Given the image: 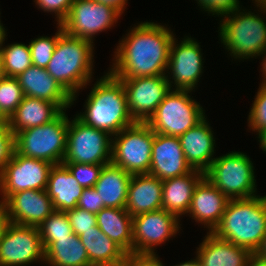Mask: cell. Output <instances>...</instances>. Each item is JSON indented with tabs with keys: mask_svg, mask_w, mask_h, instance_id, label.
Returning <instances> with one entry per match:
<instances>
[{
	"mask_svg": "<svg viewBox=\"0 0 266 266\" xmlns=\"http://www.w3.org/2000/svg\"><path fill=\"white\" fill-rule=\"evenodd\" d=\"M137 24L115 49L109 72L117 79L166 74L173 31L149 21Z\"/></svg>",
	"mask_w": 266,
	"mask_h": 266,
	"instance_id": "cell-1",
	"label": "cell"
},
{
	"mask_svg": "<svg viewBox=\"0 0 266 266\" xmlns=\"http://www.w3.org/2000/svg\"><path fill=\"white\" fill-rule=\"evenodd\" d=\"M211 233L255 254L266 235V195L229 199Z\"/></svg>",
	"mask_w": 266,
	"mask_h": 266,
	"instance_id": "cell-2",
	"label": "cell"
},
{
	"mask_svg": "<svg viewBox=\"0 0 266 266\" xmlns=\"http://www.w3.org/2000/svg\"><path fill=\"white\" fill-rule=\"evenodd\" d=\"M91 89L84 112L76 114L81 121L112 136L135 123L128 111L123 84L109 71Z\"/></svg>",
	"mask_w": 266,
	"mask_h": 266,
	"instance_id": "cell-3",
	"label": "cell"
},
{
	"mask_svg": "<svg viewBox=\"0 0 266 266\" xmlns=\"http://www.w3.org/2000/svg\"><path fill=\"white\" fill-rule=\"evenodd\" d=\"M89 40L71 37L65 32L59 37L46 70L72 96L86 88L93 76L94 47Z\"/></svg>",
	"mask_w": 266,
	"mask_h": 266,
	"instance_id": "cell-4",
	"label": "cell"
},
{
	"mask_svg": "<svg viewBox=\"0 0 266 266\" xmlns=\"http://www.w3.org/2000/svg\"><path fill=\"white\" fill-rule=\"evenodd\" d=\"M257 8L259 13H266V6ZM258 12L240 8L221 18L220 42L235 60L258 58L266 47V22Z\"/></svg>",
	"mask_w": 266,
	"mask_h": 266,
	"instance_id": "cell-5",
	"label": "cell"
},
{
	"mask_svg": "<svg viewBox=\"0 0 266 266\" xmlns=\"http://www.w3.org/2000/svg\"><path fill=\"white\" fill-rule=\"evenodd\" d=\"M68 118L64 110L49 123L17 132L15 151L53 165L62 163L67 148Z\"/></svg>",
	"mask_w": 266,
	"mask_h": 266,
	"instance_id": "cell-6",
	"label": "cell"
},
{
	"mask_svg": "<svg viewBox=\"0 0 266 266\" xmlns=\"http://www.w3.org/2000/svg\"><path fill=\"white\" fill-rule=\"evenodd\" d=\"M254 169L246 153L231 151L216 157L204 177L228 199L249 198L257 194Z\"/></svg>",
	"mask_w": 266,
	"mask_h": 266,
	"instance_id": "cell-7",
	"label": "cell"
},
{
	"mask_svg": "<svg viewBox=\"0 0 266 266\" xmlns=\"http://www.w3.org/2000/svg\"><path fill=\"white\" fill-rule=\"evenodd\" d=\"M191 92L171 89L146 123L155 133L174 137L183 135L206 117L200 103L189 95Z\"/></svg>",
	"mask_w": 266,
	"mask_h": 266,
	"instance_id": "cell-8",
	"label": "cell"
},
{
	"mask_svg": "<svg viewBox=\"0 0 266 266\" xmlns=\"http://www.w3.org/2000/svg\"><path fill=\"white\" fill-rule=\"evenodd\" d=\"M154 131L146 122H135L112 138L111 163L129 174H149Z\"/></svg>",
	"mask_w": 266,
	"mask_h": 266,
	"instance_id": "cell-9",
	"label": "cell"
},
{
	"mask_svg": "<svg viewBox=\"0 0 266 266\" xmlns=\"http://www.w3.org/2000/svg\"><path fill=\"white\" fill-rule=\"evenodd\" d=\"M113 136L87 125L77 116L69 119L67 148L62 163L106 165L111 163Z\"/></svg>",
	"mask_w": 266,
	"mask_h": 266,
	"instance_id": "cell-10",
	"label": "cell"
},
{
	"mask_svg": "<svg viewBox=\"0 0 266 266\" xmlns=\"http://www.w3.org/2000/svg\"><path fill=\"white\" fill-rule=\"evenodd\" d=\"M53 164L28 158L14 151L0 171V194L4 203L12 194L23 190H45Z\"/></svg>",
	"mask_w": 266,
	"mask_h": 266,
	"instance_id": "cell-11",
	"label": "cell"
},
{
	"mask_svg": "<svg viewBox=\"0 0 266 266\" xmlns=\"http://www.w3.org/2000/svg\"><path fill=\"white\" fill-rule=\"evenodd\" d=\"M33 262H45L39 228L9 222L0 239V266H28Z\"/></svg>",
	"mask_w": 266,
	"mask_h": 266,
	"instance_id": "cell-12",
	"label": "cell"
},
{
	"mask_svg": "<svg viewBox=\"0 0 266 266\" xmlns=\"http://www.w3.org/2000/svg\"><path fill=\"white\" fill-rule=\"evenodd\" d=\"M177 41L174 37L171 43L166 79L172 90L194 91L204 68L200 43L191 36H184L179 44Z\"/></svg>",
	"mask_w": 266,
	"mask_h": 266,
	"instance_id": "cell-13",
	"label": "cell"
},
{
	"mask_svg": "<svg viewBox=\"0 0 266 266\" xmlns=\"http://www.w3.org/2000/svg\"><path fill=\"white\" fill-rule=\"evenodd\" d=\"M119 17L121 14L116 9L101 2L73 0L69 15L61 25L67 35L94 43L95 34L111 29Z\"/></svg>",
	"mask_w": 266,
	"mask_h": 266,
	"instance_id": "cell-14",
	"label": "cell"
},
{
	"mask_svg": "<svg viewBox=\"0 0 266 266\" xmlns=\"http://www.w3.org/2000/svg\"><path fill=\"white\" fill-rule=\"evenodd\" d=\"M180 221L163 208L134 216L133 255H155V247L169 241L180 232Z\"/></svg>",
	"mask_w": 266,
	"mask_h": 266,
	"instance_id": "cell-15",
	"label": "cell"
},
{
	"mask_svg": "<svg viewBox=\"0 0 266 266\" xmlns=\"http://www.w3.org/2000/svg\"><path fill=\"white\" fill-rule=\"evenodd\" d=\"M128 111L135 122H147L171 90L165 75L120 78Z\"/></svg>",
	"mask_w": 266,
	"mask_h": 266,
	"instance_id": "cell-16",
	"label": "cell"
},
{
	"mask_svg": "<svg viewBox=\"0 0 266 266\" xmlns=\"http://www.w3.org/2000/svg\"><path fill=\"white\" fill-rule=\"evenodd\" d=\"M4 205L9 222L36 227L55 211L46 189L19 191L12 194Z\"/></svg>",
	"mask_w": 266,
	"mask_h": 266,
	"instance_id": "cell-17",
	"label": "cell"
},
{
	"mask_svg": "<svg viewBox=\"0 0 266 266\" xmlns=\"http://www.w3.org/2000/svg\"><path fill=\"white\" fill-rule=\"evenodd\" d=\"M191 171L179 138L154 132L149 174L164 181L186 175Z\"/></svg>",
	"mask_w": 266,
	"mask_h": 266,
	"instance_id": "cell-18",
	"label": "cell"
},
{
	"mask_svg": "<svg viewBox=\"0 0 266 266\" xmlns=\"http://www.w3.org/2000/svg\"><path fill=\"white\" fill-rule=\"evenodd\" d=\"M229 199L206 177L196 185L187 214L212 232L219 224Z\"/></svg>",
	"mask_w": 266,
	"mask_h": 266,
	"instance_id": "cell-19",
	"label": "cell"
},
{
	"mask_svg": "<svg viewBox=\"0 0 266 266\" xmlns=\"http://www.w3.org/2000/svg\"><path fill=\"white\" fill-rule=\"evenodd\" d=\"M205 117L196 126L179 136L185 159L192 170L205 173L215 159V137Z\"/></svg>",
	"mask_w": 266,
	"mask_h": 266,
	"instance_id": "cell-20",
	"label": "cell"
},
{
	"mask_svg": "<svg viewBox=\"0 0 266 266\" xmlns=\"http://www.w3.org/2000/svg\"><path fill=\"white\" fill-rule=\"evenodd\" d=\"M16 78L24 96L55 103L62 111L72 106V96L45 68L32 65Z\"/></svg>",
	"mask_w": 266,
	"mask_h": 266,
	"instance_id": "cell-21",
	"label": "cell"
},
{
	"mask_svg": "<svg viewBox=\"0 0 266 266\" xmlns=\"http://www.w3.org/2000/svg\"><path fill=\"white\" fill-rule=\"evenodd\" d=\"M163 181L150 174H134L128 185L125 209L134 217L162 208Z\"/></svg>",
	"mask_w": 266,
	"mask_h": 266,
	"instance_id": "cell-22",
	"label": "cell"
},
{
	"mask_svg": "<svg viewBox=\"0 0 266 266\" xmlns=\"http://www.w3.org/2000/svg\"><path fill=\"white\" fill-rule=\"evenodd\" d=\"M197 247L196 256L201 266H247L252 253L229 241L207 232Z\"/></svg>",
	"mask_w": 266,
	"mask_h": 266,
	"instance_id": "cell-23",
	"label": "cell"
},
{
	"mask_svg": "<svg viewBox=\"0 0 266 266\" xmlns=\"http://www.w3.org/2000/svg\"><path fill=\"white\" fill-rule=\"evenodd\" d=\"M84 188L79 185L68 167L63 164L52 166L46 191L51 198L55 211H67L77 207Z\"/></svg>",
	"mask_w": 266,
	"mask_h": 266,
	"instance_id": "cell-24",
	"label": "cell"
},
{
	"mask_svg": "<svg viewBox=\"0 0 266 266\" xmlns=\"http://www.w3.org/2000/svg\"><path fill=\"white\" fill-rule=\"evenodd\" d=\"M204 177V173L192 170L190 173L163 181L162 208L175 215H187L193 192L198 182Z\"/></svg>",
	"mask_w": 266,
	"mask_h": 266,
	"instance_id": "cell-25",
	"label": "cell"
},
{
	"mask_svg": "<svg viewBox=\"0 0 266 266\" xmlns=\"http://www.w3.org/2000/svg\"><path fill=\"white\" fill-rule=\"evenodd\" d=\"M61 112L62 110L55 103L24 96L7 123L15 135L19 131L49 123Z\"/></svg>",
	"mask_w": 266,
	"mask_h": 266,
	"instance_id": "cell-26",
	"label": "cell"
},
{
	"mask_svg": "<svg viewBox=\"0 0 266 266\" xmlns=\"http://www.w3.org/2000/svg\"><path fill=\"white\" fill-rule=\"evenodd\" d=\"M132 174L112 163L103 166L94 185L104 207L125 208Z\"/></svg>",
	"mask_w": 266,
	"mask_h": 266,
	"instance_id": "cell-27",
	"label": "cell"
},
{
	"mask_svg": "<svg viewBox=\"0 0 266 266\" xmlns=\"http://www.w3.org/2000/svg\"><path fill=\"white\" fill-rule=\"evenodd\" d=\"M92 266H114L124 263L129 255L98 226L79 235Z\"/></svg>",
	"mask_w": 266,
	"mask_h": 266,
	"instance_id": "cell-28",
	"label": "cell"
},
{
	"mask_svg": "<svg viewBox=\"0 0 266 266\" xmlns=\"http://www.w3.org/2000/svg\"><path fill=\"white\" fill-rule=\"evenodd\" d=\"M132 218L125 208L104 207L96 214L99 229L129 256L133 255Z\"/></svg>",
	"mask_w": 266,
	"mask_h": 266,
	"instance_id": "cell-29",
	"label": "cell"
},
{
	"mask_svg": "<svg viewBox=\"0 0 266 266\" xmlns=\"http://www.w3.org/2000/svg\"><path fill=\"white\" fill-rule=\"evenodd\" d=\"M50 266H92L79 236L58 238L45 250V262Z\"/></svg>",
	"mask_w": 266,
	"mask_h": 266,
	"instance_id": "cell-30",
	"label": "cell"
},
{
	"mask_svg": "<svg viewBox=\"0 0 266 266\" xmlns=\"http://www.w3.org/2000/svg\"><path fill=\"white\" fill-rule=\"evenodd\" d=\"M3 75L17 77L32 66V57L29 44L13 43L3 46L0 51Z\"/></svg>",
	"mask_w": 266,
	"mask_h": 266,
	"instance_id": "cell-31",
	"label": "cell"
},
{
	"mask_svg": "<svg viewBox=\"0 0 266 266\" xmlns=\"http://www.w3.org/2000/svg\"><path fill=\"white\" fill-rule=\"evenodd\" d=\"M42 244L46 250L58 238L74 234L66 212L54 211L38 227Z\"/></svg>",
	"mask_w": 266,
	"mask_h": 266,
	"instance_id": "cell-32",
	"label": "cell"
},
{
	"mask_svg": "<svg viewBox=\"0 0 266 266\" xmlns=\"http://www.w3.org/2000/svg\"><path fill=\"white\" fill-rule=\"evenodd\" d=\"M24 98L19 81L15 77L0 79V115L8 121Z\"/></svg>",
	"mask_w": 266,
	"mask_h": 266,
	"instance_id": "cell-33",
	"label": "cell"
},
{
	"mask_svg": "<svg viewBox=\"0 0 266 266\" xmlns=\"http://www.w3.org/2000/svg\"><path fill=\"white\" fill-rule=\"evenodd\" d=\"M57 32L52 37L40 36L29 42L32 64L34 66L45 68L52 58L53 51L59 37L64 33L62 25H57Z\"/></svg>",
	"mask_w": 266,
	"mask_h": 266,
	"instance_id": "cell-34",
	"label": "cell"
},
{
	"mask_svg": "<svg viewBox=\"0 0 266 266\" xmlns=\"http://www.w3.org/2000/svg\"><path fill=\"white\" fill-rule=\"evenodd\" d=\"M248 115V127L255 133L266 128V84L260 83Z\"/></svg>",
	"mask_w": 266,
	"mask_h": 266,
	"instance_id": "cell-35",
	"label": "cell"
},
{
	"mask_svg": "<svg viewBox=\"0 0 266 266\" xmlns=\"http://www.w3.org/2000/svg\"><path fill=\"white\" fill-rule=\"evenodd\" d=\"M65 164L79 185L84 189L93 188L99 179L101 170L104 165L98 164H81V163H63Z\"/></svg>",
	"mask_w": 266,
	"mask_h": 266,
	"instance_id": "cell-36",
	"label": "cell"
},
{
	"mask_svg": "<svg viewBox=\"0 0 266 266\" xmlns=\"http://www.w3.org/2000/svg\"><path fill=\"white\" fill-rule=\"evenodd\" d=\"M69 223L76 235H81L84 231L91 230L94 226H97L96 214L76 207L65 211Z\"/></svg>",
	"mask_w": 266,
	"mask_h": 266,
	"instance_id": "cell-37",
	"label": "cell"
},
{
	"mask_svg": "<svg viewBox=\"0 0 266 266\" xmlns=\"http://www.w3.org/2000/svg\"><path fill=\"white\" fill-rule=\"evenodd\" d=\"M200 9L208 15L223 17L242 8L239 0H196Z\"/></svg>",
	"mask_w": 266,
	"mask_h": 266,
	"instance_id": "cell-38",
	"label": "cell"
},
{
	"mask_svg": "<svg viewBox=\"0 0 266 266\" xmlns=\"http://www.w3.org/2000/svg\"><path fill=\"white\" fill-rule=\"evenodd\" d=\"M15 151V137L7 121H0V171L12 158Z\"/></svg>",
	"mask_w": 266,
	"mask_h": 266,
	"instance_id": "cell-39",
	"label": "cell"
},
{
	"mask_svg": "<svg viewBox=\"0 0 266 266\" xmlns=\"http://www.w3.org/2000/svg\"><path fill=\"white\" fill-rule=\"evenodd\" d=\"M38 9L55 14L57 25H61L69 15L73 0H35Z\"/></svg>",
	"mask_w": 266,
	"mask_h": 266,
	"instance_id": "cell-40",
	"label": "cell"
},
{
	"mask_svg": "<svg viewBox=\"0 0 266 266\" xmlns=\"http://www.w3.org/2000/svg\"><path fill=\"white\" fill-rule=\"evenodd\" d=\"M77 207L97 214L104 208V204L101 202L97 191L93 187L83 190L78 200Z\"/></svg>",
	"mask_w": 266,
	"mask_h": 266,
	"instance_id": "cell-41",
	"label": "cell"
},
{
	"mask_svg": "<svg viewBox=\"0 0 266 266\" xmlns=\"http://www.w3.org/2000/svg\"><path fill=\"white\" fill-rule=\"evenodd\" d=\"M135 266H164L158 254L135 255Z\"/></svg>",
	"mask_w": 266,
	"mask_h": 266,
	"instance_id": "cell-42",
	"label": "cell"
},
{
	"mask_svg": "<svg viewBox=\"0 0 266 266\" xmlns=\"http://www.w3.org/2000/svg\"><path fill=\"white\" fill-rule=\"evenodd\" d=\"M95 1L113 7L122 15V13H124L123 11H125L126 9L125 5H127L128 0H95Z\"/></svg>",
	"mask_w": 266,
	"mask_h": 266,
	"instance_id": "cell-43",
	"label": "cell"
},
{
	"mask_svg": "<svg viewBox=\"0 0 266 266\" xmlns=\"http://www.w3.org/2000/svg\"><path fill=\"white\" fill-rule=\"evenodd\" d=\"M9 224V218L7 216L6 207L2 201H0V239Z\"/></svg>",
	"mask_w": 266,
	"mask_h": 266,
	"instance_id": "cell-44",
	"label": "cell"
},
{
	"mask_svg": "<svg viewBox=\"0 0 266 266\" xmlns=\"http://www.w3.org/2000/svg\"><path fill=\"white\" fill-rule=\"evenodd\" d=\"M247 266H266V259L260 258L259 256L252 254Z\"/></svg>",
	"mask_w": 266,
	"mask_h": 266,
	"instance_id": "cell-45",
	"label": "cell"
},
{
	"mask_svg": "<svg viewBox=\"0 0 266 266\" xmlns=\"http://www.w3.org/2000/svg\"><path fill=\"white\" fill-rule=\"evenodd\" d=\"M262 57V62H261V66H262V69L260 68L261 72H262V84H266V47L264 48L263 52L261 53V56Z\"/></svg>",
	"mask_w": 266,
	"mask_h": 266,
	"instance_id": "cell-46",
	"label": "cell"
},
{
	"mask_svg": "<svg viewBox=\"0 0 266 266\" xmlns=\"http://www.w3.org/2000/svg\"><path fill=\"white\" fill-rule=\"evenodd\" d=\"M257 135L258 141L260 143L259 147L263 150V152H266V128L258 132Z\"/></svg>",
	"mask_w": 266,
	"mask_h": 266,
	"instance_id": "cell-47",
	"label": "cell"
},
{
	"mask_svg": "<svg viewBox=\"0 0 266 266\" xmlns=\"http://www.w3.org/2000/svg\"><path fill=\"white\" fill-rule=\"evenodd\" d=\"M255 255L259 256L260 258L266 259V235L264 236L262 244L256 251Z\"/></svg>",
	"mask_w": 266,
	"mask_h": 266,
	"instance_id": "cell-48",
	"label": "cell"
},
{
	"mask_svg": "<svg viewBox=\"0 0 266 266\" xmlns=\"http://www.w3.org/2000/svg\"><path fill=\"white\" fill-rule=\"evenodd\" d=\"M173 266H201V263L196 256L195 259L193 258V259H190L189 261H185L177 265H173Z\"/></svg>",
	"mask_w": 266,
	"mask_h": 266,
	"instance_id": "cell-49",
	"label": "cell"
},
{
	"mask_svg": "<svg viewBox=\"0 0 266 266\" xmlns=\"http://www.w3.org/2000/svg\"><path fill=\"white\" fill-rule=\"evenodd\" d=\"M7 30L4 28V26H3V24L2 23H0V51H1V48L3 47V45H4V41H5V39H6V34H7V32H6Z\"/></svg>",
	"mask_w": 266,
	"mask_h": 266,
	"instance_id": "cell-50",
	"label": "cell"
},
{
	"mask_svg": "<svg viewBox=\"0 0 266 266\" xmlns=\"http://www.w3.org/2000/svg\"><path fill=\"white\" fill-rule=\"evenodd\" d=\"M114 266H135V255H130L124 263Z\"/></svg>",
	"mask_w": 266,
	"mask_h": 266,
	"instance_id": "cell-51",
	"label": "cell"
},
{
	"mask_svg": "<svg viewBox=\"0 0 266 266\" xmlns=\"http://www.w3.org/2000/svg\"><path fill=\"white\" fill-rule=\"evenodd\" d=\"M257 6H266V0H252ZM257 2V3H256Z\"/></svg>",
	"mask_w": 266,
	"mask_h": 266,
	"instance_id": "cell-52",
	"label": "cell"
},
{
	"mask_svg": "<svg viewBox=\"0 0 266 266\" xmlns=\"http://www.w3.org/2000/svg\"><path fill=\"white\" fill-rule=\"evenodd\" d=\"M3 70H2V59H1V56H0V79L3 77Z\"/></svg>",
	"mask_w": 266,
	"mask_h": 266,
	"instance_id": "cell-53",
	"label": "cell"
},
{
	"mask_svg": "<svg viewBox=\"0 0 266 266\" xmlns=\"http://www.w3.org/2000/svg\"><path fill=\"white\" fill-rule=\"evenodd\" d=\"M0 121H6V120L0 115Z\"/></svg>",
	"mask_w": 266,
	"mask_h": 266,
	"instance_id": "cell-54",
	"label": "cell"
}]
</instances>
